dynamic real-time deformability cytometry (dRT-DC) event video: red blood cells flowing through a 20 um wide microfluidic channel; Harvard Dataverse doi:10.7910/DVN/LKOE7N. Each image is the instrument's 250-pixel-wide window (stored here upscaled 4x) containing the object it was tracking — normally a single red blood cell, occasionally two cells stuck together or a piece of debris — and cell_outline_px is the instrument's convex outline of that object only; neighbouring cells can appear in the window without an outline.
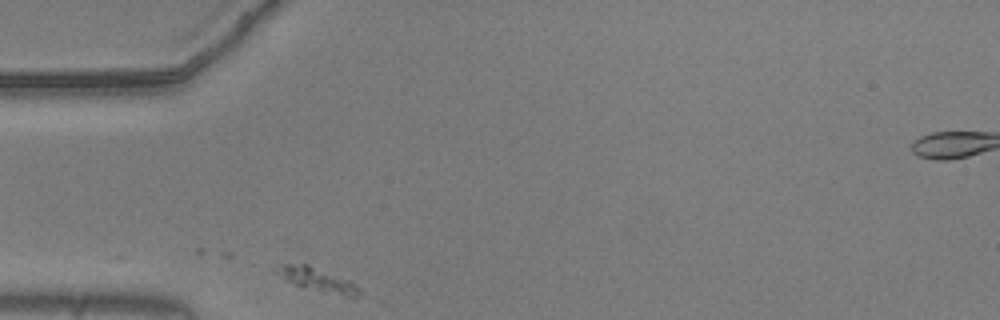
{"species": "common noctule bat (a hibernating species)", "species_latin": "Nyctalus noctula", "temperature_condition": "warm", "stored_images_in_passage": 3, "camera_frame_rate_fps": 3000, "um_per_image_px": 0.085, "animal": {"sex": "male", "body_mass_g": 20.5, "forearm_length_mm": 52.5}, "frame": {"image": 1, "passage_image": 3, "time_ms": 0.667, "image_size_px": [1000, 320], "cell_outline_px": [[360, 292], [356, 296], [344, 296], [296, 284], [288, 280], [284, 276], [284, 268], [288, 264], [308, 264], [348, 280], [360, 288]], "centroid_in_image_um": [27.19, 23.79], "position_along_channel_um": 57.8, "area_um2": 10.0}}